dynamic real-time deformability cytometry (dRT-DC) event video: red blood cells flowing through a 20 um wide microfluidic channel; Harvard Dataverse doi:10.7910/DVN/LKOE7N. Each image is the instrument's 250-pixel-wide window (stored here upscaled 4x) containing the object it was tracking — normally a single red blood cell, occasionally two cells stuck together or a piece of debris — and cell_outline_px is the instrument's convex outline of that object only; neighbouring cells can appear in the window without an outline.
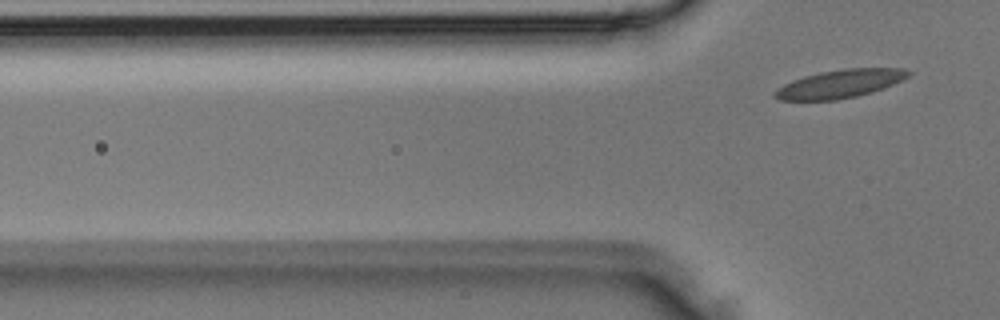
{"species": "Egyptian fruit bat (a non-hibernating species)", "species_latin": "Rousettus aegyptiacus", "temperature_condition": "room temperature", "stored_images_in_passage": 4, "camera_frame_rate_fps": 3000, "um_per_image_px": 0.085, "animal": {"sex": "male"}, "frame": {"image": 1, "passage_image": 4, "time_ms": 1.0, "image_size_px": [1000, 320], "cell_outline_px": [[912, 72], [908, 76], [892, 84], [872, 92], [856, 96], [836, 100], [780, 100], [772, 96], [772, 92], [776, 88], [792, 80], [804, 76], [820, 72], [844, 68], [904, 68]], "centroid_in_image_um": [71.34, 7.12], "position_along_channel_um": 54.5, "area_um2": 21.96}}